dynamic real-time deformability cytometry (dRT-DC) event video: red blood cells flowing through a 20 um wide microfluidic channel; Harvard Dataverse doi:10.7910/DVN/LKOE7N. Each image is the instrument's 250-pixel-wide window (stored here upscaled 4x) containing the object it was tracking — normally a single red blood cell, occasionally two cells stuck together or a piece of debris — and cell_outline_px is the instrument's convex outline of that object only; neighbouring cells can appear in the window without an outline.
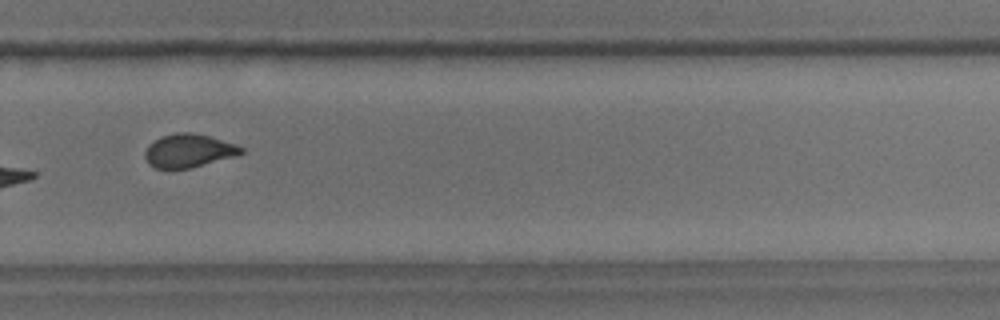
{"species": "common noctule bat (a hibernating species)", "species_latin": "Nyctalus noctula", "temperature_condition": "room temperature", "stored_images_in_passage": 15, "camera_frame_rate_fps": 3000, "um_per_image_px": 0.085, "animal": {"sex": "male", "body_mass_g": 18.8}, "frame": {"image": 1, "passage_image": 11, "time_ms": 12.333, "image_size_px": [1000, 320], "cell_outline_px": [[244, 152], [236, 156], [192, 168], [156, 168], [148, 164], [144, 156], [144, 152], [148, 144], [160, 136], [176, 132], [188, 132], [208, 136], [236, 144], [244, 148]], "centroid_in_image_um": [16.02, 12.81], "position_along_channel_um": 313.8, "area_um2": 18.84}, "authors_computed_cell_mechanics": {"area_um2": 21.7328, "velocity_mm_per_s": 3.7493, "shape_relaxation_time_tau1_ms": null, "shape_relaxation_time_tau2_ms": 0.5016, "deformation_change_tau1": null, "deformation_change_tau2": 0.0367}}